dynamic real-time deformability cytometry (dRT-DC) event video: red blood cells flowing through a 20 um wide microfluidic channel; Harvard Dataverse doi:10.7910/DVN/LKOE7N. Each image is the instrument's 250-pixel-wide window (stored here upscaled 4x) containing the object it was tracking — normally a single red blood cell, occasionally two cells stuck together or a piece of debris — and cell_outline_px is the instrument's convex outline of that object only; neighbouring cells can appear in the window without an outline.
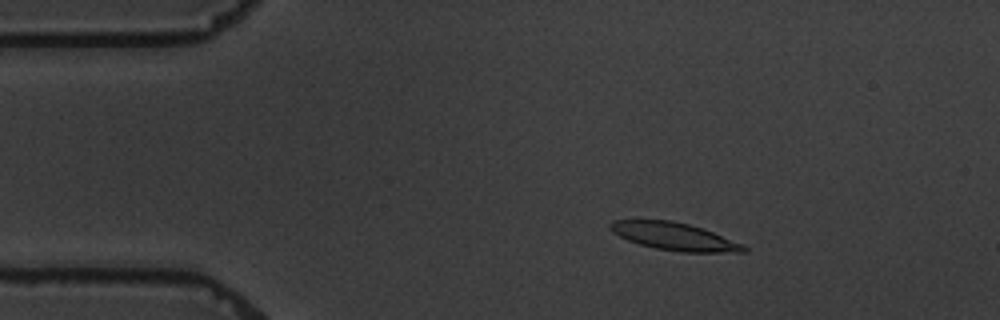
{"species": "common noctule bat (a hibernating species)", "species_latin": "Nyctalus noctula", "temperature_condition": "warm", "stored_images_in_passage": 5, "camera_frame_rate_fps": 3000, "um_per_image_px": 0.085, "animal": {"sex": "male", "body_mass_g": 19.5, "forearm_length_mm": 54.6}, "frame": {"image": 1, "passage_image": 3, "time_ms": 2.333, "image_size_px": [1000, 320], "cell_outline_px": [[748, 252], [680, 252], [656, 248], [640, 244], [628, 240], [612, 232], [608, 228], [608, 224], [612, 220], [672, 220], [688, 224], [712, 232], [744, 244], [748, 248]], "centroid_in_image_um": [57.31, 20.1], "position_along_channel_um": 27.7, "area_um2": 21.39}}
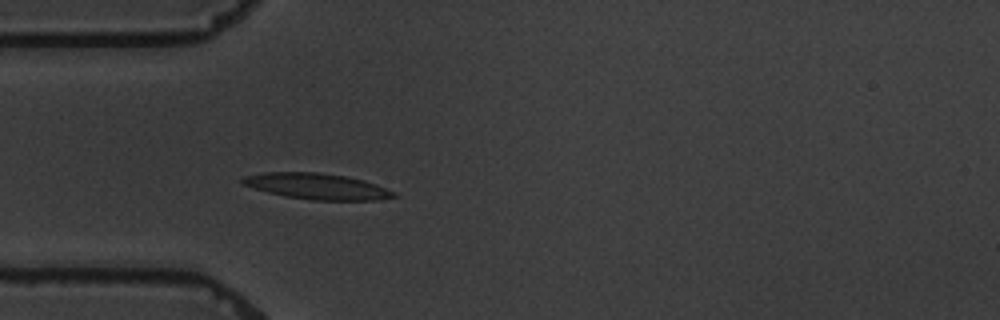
{"frame": {"image": 2, "passage_image": 5, "time_ms": 4.667, "image_size_px": [1000, 320], "cell_outline_px": [[400, 196], [376, 200], [312, 200], [288, 196], [268, 192], [244, 184], [240, 180], [244, 176], [264, 172], [320, 172], [344, 176], [364, 180], [376, 184], [396, 192]], "centroid_in_image_um": [27.0, 15.83], "position_along_channel_um": 58.0, "area_um2": 22.72}}